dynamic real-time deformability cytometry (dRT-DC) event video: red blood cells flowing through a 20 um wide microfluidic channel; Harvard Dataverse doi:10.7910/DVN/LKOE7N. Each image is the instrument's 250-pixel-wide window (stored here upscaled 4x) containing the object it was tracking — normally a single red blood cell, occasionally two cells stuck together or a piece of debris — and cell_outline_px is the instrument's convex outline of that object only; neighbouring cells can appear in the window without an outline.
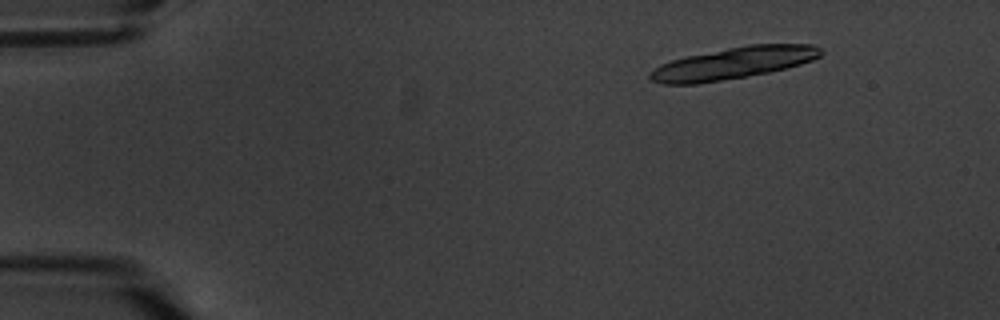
{"species": "common noctule bat (a hibernating species)", "species_latin": "Nyctalus noctula", "temperature_condition": "warm", "stored_images_in_passage": 7, "camera_frame_rate_fps": 3000, "um_per_image_px": 0.085, "animal": {"sex": "male", "body_mass_g": 20.1, "forearm_length_mm": 53.5}, "frame": {"image": 1, "passage_image": 3, "time_ms": 2.333, "image_size_px": [1000, 320], "cell_outline_px": [[824, 52], [820, 56], [812, 60], [800, 64], [768, 72], [696, 84], [660, 84], [652, 80], [648, 76], [648, 72], [660, 64], [672, 60], [688, 56], [748, 44], [816, 44]], "centroid_in_image_um": [62.33, 5.36], "position_along_channel_um": 22.7, "area_um2": 31.39}}
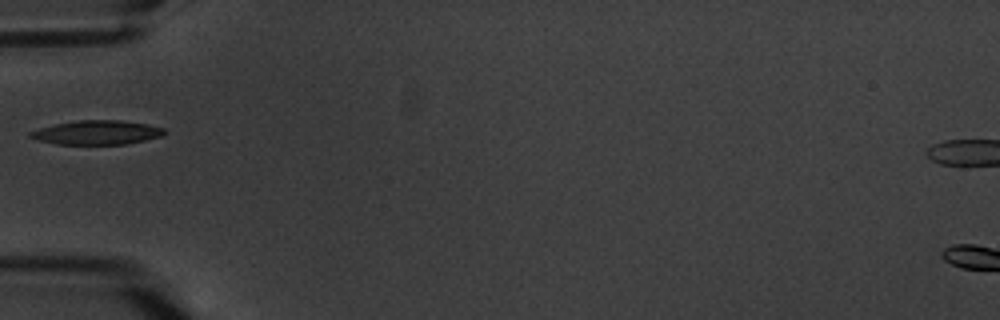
{"frame": {"image": 2, "passage_image": 7, "time_ms": 7.0, "image_size_px": [1000, 320], "cell_outline_px": [[168, 132], [160, 136], [128, 144], [56, 144], [40, 140], [28, 136], [28, 132], [40, 128], [56, 124], [76, 120], [120, 120], [148, 124], [164, 128]], "centroid_in_image_um": [8.26, 11.26], "position_along_channel_um": 76.7, "area_um2": 18.79}}